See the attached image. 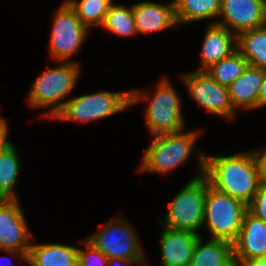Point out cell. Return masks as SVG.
<instances>
[{
    "label": "cell",
    "mask_w": 266,
    "mask_h": 266,
    "mask_svg": "<svg viewBox=\"0 0 266 266\" xmlns=\"http://www.w3.org/2000/svg\"><path fill=\"white\" fill-rule=\"evenodd\" d=\"M199 175L192 178L170 201L165 219L158 221L161 226L187 230L198 234L203 226L204 203L207 191L205 172V154L198 151Z\"/></svg>",
    "instance_id": "obj_2"
},
{
    "label": "cell",
    "mask_w": 266,
    "mask_h": 266,
    "mask_svg": "<svg viewBox=\"0 0 266 266\" xmlns=\"http://www.w3.org/2000/svg\"><path fill=\"white\" fill-rule=\"evenodd\" d=\"M30 236L19 200H4L0 204V250L27 263Z\"/></svg>",
    "instance_id": "obj_11"
},
{
    "label": "cell",
    "mask_w": 266,
    "mask_h": 266,
    "mask_svg": "<svg viewBox=\"0 0 266 266\" xmlns=\"http://www.w3.org/2000/svg\"><path fill=\"white\" fill-rule=\"evenodd\" d=\"M131 105V91H100L66 100L53 120L88 123L118 114Z\"/></svg>",
    "instance_id": "obj_7"
},
{
    "label": "cell",
    "mask_w": 266,
    "mask_h": 266,
    "mask_svg": "<svg viewBox=\"0 0 266 266\" xmlns=\"http://www.w3.org/2000/svg\"><path fill=\"white\" fill-rule=\"evenodd\" d=\"M199 131L160 134L142 155L139 172L167 174L188 160L195 149Z\"/></svg>",
    "instance_id": "obj_5"
},
{
    "label": "cell",
    "mask_w": 266,
    "mask_h": 266,
    "mask_svg": "<svg viewBox=\"0 0 266 266\" xmlns=\"http://www.w3.org/2000/svg\"><path fill=\"white\" fill-rule=\"evenodd\" d=\"M7 120L3 117L0 118V152L6 150L9 146L12 145V142L8 140L9 128Z\"/></svg>",
    "instance_id": "obj_28"
},
{
    "label": "cell",
    "mask_w": 266,
    "mask_h": 266,
    "mask_svg": "<svg viewBox=\"0 0 266 266\" xmlns=\"http://www.w3.org/2000/svg\"><path fill=\"white\" fill-rule=\"evenodd\" d=\"M132 12L138 34L166 30L178 24L174 0L169 4L137 2L132 4Z\"/></svg>",
    "instance_id": "obj_15"
},
{
    "label": "cell",
    "mask_w": 266,
    "mask_h": 266,
    "mask_svg": "<svg viewBox=\"0 0 266 266\" xmlns=\"http://www.w3.org/2000/svg\"><path fill=\"white\" fill-rule=\"evenodd\" d=\"M201 235L162 226L160 254L162 266H190L197 239Z\"/></svg>",
    "instance_id": "obj_14"
},
{
    "label": "cell",
    "mask_w": 266,
    "mask_h": 266,
    "mask_svg": "<svg viewBox=\"0 0 266 266\" xmlns=\"http://www.w3.org/2000/svg\"><path fill=\"white\" fill-rule=\"evenodd\" d=\"M236 49L248 65L266 71V24L240 33L236 37Z\"/></svg>",
    "instance_id": "obj_20"
},
{
    "label": "cell",
    "mask_w": 266,
    "mask_h": 266,
    "mask_svg": "<svg viewBox=\"0 0 266 266\" xmlns=\"http://www.w3.org/2000/svg\"><path fill=\"white\" fill-rule=\"evenodd\" d=\"M101 27L121 38L138 34L134 22L132 5L127 7L122 4L113 3L109 7Z\"/></svg>",
    "instance_id": "obj_23"
},
{
    "label": "cell",
    "mask_w": 266,
    "mask_h": 266,
    "mask_svg": "<svg viewBox=\"0 0 266 266\" xmlns=\"http://www.w3.org/2000/svg\"><path fill=\"white\" fill-rule=\"evenodd\" d=\"M266 106V71L258 94V108Z\"/></svg>",
    "instance_id": "obj_31"
},
{
    "label": "cell",
    "mask_w": 266,
    "mask_h": 266,
    "mask_svg": "<svg viewBox=\"0 0 266 266\" xmlns=\"http://www.w3.org/2000/svg\"><path fill=\"white\" fill-rule=\"evenodd\" d=\"M241 266H266V258H254L246 260Z\"/></svg>",
    "instance_id": "obj_32"
},
{
    "label": "cell",
    "mask_w": 266,
    "mask_h": 266,
    "mask_svg": "<svg viewBox=\"0 0 266 266\" xmlns=\"http://www.w3.org/2000/svg\"><path fill=\"white\" fill-rule=\"evenodd\" d=\"M4 258H5V257H4ZM1 259H2V258H0V262H1ZM5 259H7V257H6ZM5 259H4V260H5ZM8 259H9V258H8ZM2 261H3V260H2ZM0 264H1V263H0ZM2 264H3V263H2ZM2 264H1V265H2ZM1 265H0V266H1Z\"/></svg>",
    "instance_id": "obj_34"
},
{
    "label": "cell",
    "mask_w": 266,
    "mask_h": 266,
    "mask_svg": "<svg viewBox=\"0 0 266 266\" xmlns=\"http://www.w3.org/2000/svg\"><path fill=\"white\" fill-rule=\"evenodd\" d=\"M146 259H119V258H109L108 259V266H133V264H141L143 265ZM116 263V264H115Z\"/></svg>",
    "instance_id": "obj_30"
},
{
    "label": "cell",
    "mask_w": 266,
    "mask_h": 266,
    "mask_svg": "<svg viewBox=\"0 0 266 266\" xmlns=\"http://www.w3.org/2000/svg\"><path fill=\"white\" fill-rule=\"evenodd\" d=\"M255 152L257 154L260 167L261 184L266 185V150L256 149Z\"/></svg>",
    "instance_id": "obj_29"
},
{
    "label": "cell",
    "mask_w": 266,
    "mask_h": 266,
    "mask_svg": "<svg viewBox=\"0 0 266 266\" xmlns=\"http://www.w3.org/2000/svg\"><path fill=\"white\" fill-rule=\"evenodd\" d=\"M79 65L77 61H61L58 67L44 71L32 84L27 96L28 104L33 108L50 107L43 117L52 119L66 103L64 99L76 87L81 71Z\"/></svg>",
    "instance_id": "obj_4"
},
{
    "label": "cell",
    "mask_w": 266,
    "mask_h": 266,
    "mask_svg": "<svg viewBox=\"0 0 266 266\" xmlns=\"http://www.w3.org/2000/svg\"><path fill=\"white\" fill-rule=\"evenodd\" d=\"M178 24L217 18L221 0H174Z\"/></svg>",
    "instance_id": "obj_21"
},
{
    "label": "cell",
    "mask_w": 266,
    "mask_h": 266,
    "mask_svg": "<svg viewBox=\"0 0 266 266\" xmlns=\"http://www.w3.org/2000/svg\"><path fill=\"white\" fill-rule=\"evenodd\" d=\"M204 177L217 191L248 205L261 185L260 167L255 150L234 155H205Z\"/></svg>",
    "instance_id": "obj_1"
},
{
    "label": "cell",
    "mask_w": 266,
    "mask_h": 266,
    "mask_svg": "<svg viewBox=\"0 0 266 266\" xmlns=\"http://www.w3.org/2000/svg\"><path fill=\"white\" fill-rule=\"evenodd\" d=\"M84 249L77 248V266H108V257L87 239H82Z\"/></svg>",
    "instance_id": "obj_26"
},
{
    "label": "cell",
    "mask_w": 266,
    "mask_h": 266,
    "mask_svg": "<svg viewBox=\"0 0 266 266\" xmlns=\"http://www.w3.org/2000/svg\"><path fill=\"white\" fill-rule=\"evenodd\" d=\"M197 239L190 266H235L233 244L228 241Z\"/></svg>",
    "instance_id": "obj_19"
},
{
    "label": "cell",
    "mask_w": 266,
    "mask_h": 266,
    "mask_svg": "<svg viewBox=\"0 0 266 266\" xmlns=\"http://www.w3.org/2000/svg\"><path fill=\"white\" fill-rule=\"evenodd\" d=\"M233 258L235 266H241L249 259L266 258V223L248 211L233 243Z\"/></svg>",
    "instance_id": "obj_13"
},
{
    "label": "cell",
    "mask_w": 266,
    "mask_h": 266,
    "mask_svg": "<svg viewBox=\"0 0 266 266\" xmlns=\"http://www.w3.org/2000/svg\"><path fill=\"white\" fill-rule=\"evenodd\" d=\"M189 95L209 113L233 118V109L228 87L220 85L206 71L195 70L182 76Z\"/></svg>",
    "instance_id": "obj_10"
},
{
    "label": "cell",
    "mask_w": 266,
    "mask_h": 266,
    "mask_svg": "<svg viewBox=\"0 0 266 266\" xmlns=\"http://www.w3.org/2000/svg\"><path fill=\"white\" fill-rule=\"evenodd\" d=\"M247 211L266 223V185L259 186L254 198L247 205Z\"/></svg>",
    "instance_id": "obj_27"
},
{
    "label": "cell",
    "mask_w": 266,
    "mask_h": 266,
    "mask_svg": "<svg viewBox=\"0 0 266 266\" xmlns=\"http://www.w3.org/2000/svg\"><path fill=\"white\" fill-rule=\"evenodd\" d=\"M54 13L50 35V56L57 62H69L81 48L89 29L77 17L74 9L64 2Z\"/></svg>",
    "instance_id": "obj_8"
},
{
    "label": "cell",
    "mask_w": 266,
    "mask_h": 266,
    "mask_svg": "<svg viewBox=\"0 0 266 266\" xmlns=\"http://www.w3.org/2000/svg\"><path fill=\"white\" fill-rule=\"evenodd\" d=\"M246 212L247 205L244 202L217 191L207 180L203 225H207L210 239L233 244L241 231Z\"/></svg>",
    "instance_id": "obj_6"
},
{
    "label": "cell",
    "mask_w": 266,
    "mask_h": 266,
    "mask_svg": "<svg viewBox=\"0 0 266 266\" xmlns=\"http://www.w3.org/2000/svg\"><path fill=\"white\" fill-rule=\"evenodd\" d=\"M5 200V198H3L1 195H0V204Z\"/></svg>",
    "instance_id": "obj_33"
},
{
    "label": "cell",
    "mask_w": 266,
    "mask_h": 266,
    "mask_svg": "<svg viewBox=\"0 0 266 266\" xmlns=\"http://www.w3.org/2000/svg\"><path fill=\"white\" fill-rule=\"evenodd\" d=\"M109 258L145 259L140 240L131 224L114 217L98 232L86 238Z\"/></svg>",
    "instance_id": "obj_9"
},
{
    "label": "cell",
    "mask_w": 266,
    "mask_h": 266,
    "mask_svg": "<svg viewBox=\"0 0 266 266\" xmlns=\"http://www.w3.org/2000/svg\"><path fill=\"white\" fill-rule=\"evenodd\" d=\"M218 17L221 21L211 23L224 26L237 37L266 24V0H221Z\"/></svg>",
    "instance_id": "obj_12"
},
{
    "label": "cell",
    "mask_w": 266,
    "mask_h": 266,
    "mask_svg": "<svg viewBox=\"0 0 266 266\" xmlns=\"http://www.w3.org/2000/svg\"><path fill=\"white\" fill-rule=\"evenodd\" d=\"M201 47L199 71H205L236 50V36L224 26L210 23Z\"/></svg>",
    "instance_id": "obj_16"
},
{
    "label": "cell",
    "mask_w": 266,
    "mask_h": 266,
    "mask_svg": "<svg viewBox=\"0 0 266 266\" xmlns=\"http://www.w3.org/2000/svg\"><path fill=\"white\" fill-rule=\"evenodd\" d=\"M77 248L60 243H33L27 255V264L30 266H77Z\"/></svg>",
    "instance_id": "obj_18"
},
{
    "label": "cell",
    "mask_w": 266,
    "mask_h": 266,
    "mask_svg": "<svg viewBox=\"0 0 266 266\" xmlns=\"http://www.w3.org/2000/svg\"><path fill=\"white\" fill-rule=\"evenodd\" d=\"M248 66L247 60L236 49L228 57L221 59L205 71L220 85L228 87Z\"/></svg>",
    "instance_id": "obj_24"
},
{
    "label": "cell",
    "mask_w": 266,
    "mask_h": 266,
    "mask_svg": "<svg viewBox=\"0 0 266 266\" xmlns=\"http://www.w3.org/2000/svg\"><path fill=\"white\" fill-rule=\"evenodd\" d=\"M265 71L248 65L243 73L228 86L233 109H258V94Z\"/></svg>",
    "instance_id": "obj_17"
},
{
    "label": "cell",
    "mask_w": 266,
    "mask_h": 266,
    "mask_svg": "<svg viewBox=\"0 0 266 266\" xmlns=\"http://www.w3.org/2000/svg\"><path fill=\"white\" fill-rule=\"evenodd\" d=\"M150 93L131 90V106L147 99L146 125L150 133L155 135L178 133L184 131L181 98L168 78H162L150 98Z\"/></svg>",
    "instance_id": "obj_3"
},
{
    "label": "cell",
    "mask_w": 266,
    "mask_h": 266,
    "mask_svg": "<svg viewBox=\"0 0 266 266\" xmlns=\"http://www.w3.org/2000/svg\"><path fill=\"white\" fill-rule=\"evenodd\" d=\"M15 147L12 144L0 152V195L5 200H18L15 186L21 172V162Z\"/></svg>",
    "instance_id": "obj_22"
},
{
    "label": "cell",
    "mask_w": 266,
    "mask_h": 266,
    "mask_svg": "<svg viewBox=\"0 0 266 266\" xmlns=\"http://www.w3.org/2000/svg\"><path fill=\"white\" fill-rule=\"evenodd\" d=\"M70 5L80 21L89 29L102 26L112 0H65Z\"/></svg>",
    "instance_id": "obj_25"
}]
</instances>
